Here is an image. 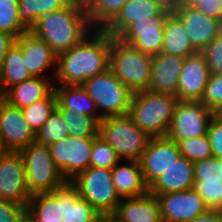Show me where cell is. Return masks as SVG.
Listing matches in <instances>:
<instances>
[{"mask_svg":"<svg viewBox=\"0 0 222 222\" xmlns=\"http://www.w3.org/2000/svg\"><path fill=\"white\" fill-rule=\"evenodd\" d=\"M112 39L104 29H94L78 45L57 55L54 84L82 85L108 70Z\"/></svg>","mask_w":222,"mask_h":222,"instance_id":"6da1fadb","label":"cell"},{"mask_svg":"<svg viewBox=\"0 0 222 222\" xmlns=\"http://www.w3.org/2000/svg\"><path fill=\"white\" fill-rule=\"evenodd\" d=\"M93 30L86 6L74 0L60 10L41 16L30 32L59 55L78 45Z\"/></svg>","mask_w":222,"mask_h":222,"instance_id":"7a4b0ae2","label":"cell"},{"mask_svg":"<svg viewBox=\"0 0 222 222\" xmlns=\"http://www.w3.org/2000/svg\"><path fill=\"white\" fill-rule=\"evenodd\" d=\"M179 98L150 90L132 94L128 115L150 138L167 135Z\"/></svg>","mask_w":222,"mask_h":222,"instance_id":"3957f363","label":"cell"},{"mask_svg":"<svg viewBox=\"0 0 222 222\" xmlns=\"http://www.w3.org/2000/svg\"><path fill=\"white\" fill-rule=\"evenodd\" d=\"M152 58L117 37L111 40L109 69L132 93L148 89Z\"/></svg>","mask_w":222,"mask_h":222,"instance_id":"277c9868","label":"cell"},{"mask_svg":"<svg viewBox=\"0 0 222 222\" xmlns=\"http://www.w3.org/2000/svg\"><path fill=\"white\" fill-rule=\"evenodd\" d=\"M99 136L116 151L121 160L139 161L150 140L128 114L103 118L99 122Z\"/></svg>","mask_w":222,"mask_h":222,"instance_id":"5b68a950","label":"cell"},{"mask_svg":"<svg viewBox=\"0 0 222 222\" xmlns=\"http://www.w3.org/2000/svg\"><path fill=\"white\" fill-rule=\"evenodd\" d=\"M30 195L50 193L66 183L56 167L48 145L36 141L21 149Z\"/></svg>","mask_w":222,"mask_h":222,"instance_id":"8992f818","label":"cell"},{"mask_svg":"<svg viewBox=\"0 0 222 222\" xmlns=\"http://www.w3.org/2000/svg\"><path fill=\"white\" fill-rule=\"evenodd\" d=\"M82 86L95 103L102 119L128 114L133 93L110 69L88 78Z\"/></svg>","mask_w":222,"mask_h":222,"instance_id":"52a82bcc","label":"cell"},{"mask_svg":"<svg viewBox=\"0 0 222 222\" xmlns=\"http://www.w3.org/2000/svg\"><path fill=\"white\" fill-rule=\"evenodd\" d=\"M71 183L100 215H112L122 199L113 185L111 169L90 166Z\"/></svg>","mask_w":222,"mask_h":222,"instance_id":"ba28073f","label":"cell"},{"mask_svg":"<svg viewBox=\"0 0 222 222\" xmlns=\"http://www.w3.org/2000/svg\"><path fill=\"white\" fill-rule=\"evenodd\" d=\"M94 139L68 135L49 145L53 161L66 182H71L90 167Z\"/></svg>","mask_w":222,"mask_h":222,"instance_id":"9c48e42d","label":"cell"},{"mask_svg":"<svg viewBox=\"0 0 222 222\" xmlns=\"http://www.w3.org/2000/svg\"><path fill=\"white\" fill-rule=\"evenodd\" d=\"M214 114L200 101H179L166 136L177 143L206 135Z\"/></svg>","mask_w":222,"mask_h":222,"instance_id":"30bf717a","label":"cell"},{"mask_svg":"<svg viewBox=\"0 0 222 222\" xmlns=\"http://www.w3.org/2000/svg\"><path fill=\"white\" fill-rule=\"evenodd\" d=\"M30 198L22 155L7 151L0 160V199L27 206Z\"/></svg>","mask_w":222,"mask_h":222,"instance_id":"8fae6325","label":"cell"},{"mask_svg":"<svg viewBox=\"0 0 222 222\" xmlns=\"http://www.w3.org/2000/svg\"><path fill=\"white\" fill-rule=\"evenodd\" d=\"M181 156L178 145L167 136L150 138L139 159L142 176L147 186L166 172Z\"/></svg>","mask_w":222,"mask_h":222,"instance_id":"7c38bea8","label":"cell"},{"mask_svg":"<svg viewBox=\"0 0 222 222\" xmlns=\"http://www.w3.org/2000/svg\"><path fill=\"white\" fill-rule=\"evenodd\" d=\"M0 140L8 151H20L35 141L21 108L14 107L0 96Z\"/></svg>","mask_w":222,"mask_h":222,"instance_id":"4fadbf2b","label":"cell"},{"mask_svg":"<svg viewBox=\"0 0 222 222\" xmlns=\"http://www.w3.org/2000/svg\"><path fill=\"white\" fill-rule=\"evenodd\" d=\"M155 197L160 205L163 222H187L208 209L203 198L193 188Z\"/></svg>","mask_w":222,"mask_h":222,"instance_id":"5bb4252c","label":"cell"},{"mask_svg":"<svg viewBox=\"0 0 222 222\" xmlns=\"http://www.w3.org/2000/svg\"><path fill=\"white\" fill-rule=\"evenodd\" d=\"M170 12L165 11L156 21H137L129 25L117 38L147 55L161 53L164 24Z\"/></svg>","mask_w":222,"mask_h":222,"instance_id":"9a60e30c","label":"cell"},{"mask_svg":"<svg viewBox=\"0 0 222 222\" xmlns=\"http://www.w3.org/2000/svg\"><path fill=\"white\" fill-rule=\"evenodd\" d=\"M15 43L21 48L26 68L33 77L55 78L57 55L43 40L28 31L16 39ZM48 71H52L49 76Z\"/></svg>","mask_w":222,"mask_h":222,"instance_id":"2e32d148","label":"cell"},{"mask_svg":"<svg viewBox=\"0 0 222 222\" xmlns=\"http://www.w3.org/2000/svg\"><path fill=\"white\" fill-rule=\"evenodd\" d=\"M210 75L206 58L201 52L185 57L177 88L179 100L200 101Z\"/></svg>","mask_w":222,"mask_h":222,"instance_id":"e0dca14e","label":"cell"},{"mask_svg":"<svg viewBox=\"0 0 222 222\" xmlns=\"http://www.w3.org/2000/svg\"><path fill=\"white\" fill-rule=\"evenodd\" d=\"M174 14L184 25L193 47L201 52L221 31V21L205 16L195 7H178Z\"/></svg>","mask_w":222,"mask_h":222,"instance_id":"ac0fdd59","label":"cell"},{"mask_svg":"<svg viewBox=\"0 0 222 222\" xmlns=\"http://www.w3.org/2000/svg\"><path fill=\"white\" fill-rule=\"evenodd\" d=\"M185 57L159 53L152 58L148 90L177 96V88Z\"/></svg>","mask_w":222,"mask_h":222,"instance_id":"d6986e66","label":"cell"},{"mask_svg":"<svg viewBox=\"0 0 222 222\" xmlns=\"http://www.w3.org/2000/svg\"><path fill=\"white\" fill-rule=\"evenodd\" d=\"M164 12L155 0H128L104 30L112 37H118L132 23L156 21Z\"/></svg>","mask_w":222,"mask_h":222,"instance_id":"ffe728a7","label":"cell"},{"mask_svg":"<svg viewBox=\"0 0 222 222\" xmlns=\"http://www.w3.org/2000/svg\"><path fill=\"white\" fill-rule=\"evenodd\" d=\"M112 216L119 222H163L158 200L150 192L122 198Z\"/></svg>","mask_w":222,"mask_h":222,"instance_id":"44dd1931","label":"cell"},{"mask_svg":"<svg viewBox=\"0 0 222 222\" xmlns=\"http://www.w3.org/2000/svg\"><path fill=\"white\" fill-rule=\"evenodd\" d=\"M194 181L193 163L180 156L165 173L148 186V192L153 195L182 192L191 189Z\"/></svg>","mask_w":222,"mask_h":222,"instance_id":"7402d4cb","label":"cell"},{"mask_svg":"<svg viewBox=\"0 0 222 222\" xmlns=\"http://www.w3.org/2000/svg\"><path fill=\"white\" fill-rule=\"evenodd\" d=\"M113 185L121 198L138 197L148 192L139 161L121 160L111 169Z\"/></svg>","mask_w":222,"mask_h":222,"instance_id":"603a6c76","label":"cell"},{"mask_svg":"<svg viewBox=\"0 0 222 222\" xmlns=\"http://www.w3.org/2000/svg\"><path fill=\"white\" fill-rule=\"evenodd\" d=\"M54 90V78L32 77L10 87L1 97L14 107L23 108L46 98Z\"/></svg>","mask_w":222,"mask_h":222,"instance_id":"cb8c5ba5","label":"cell"},{"mask_svg":"<svg viewBox=\"0 0 222 222\" xmlns=\"http://www.w3.org/2000/svg\"><path fill=\"white\" fill-rule=\"evenodd\" d=\"M57 104L62 109H69L72 113L90 115L98 122L102 120L95 103L82 85L54 84Z\"/></svg>","mask_w":222,"mask_h":222,"instance_id":"d4e9b609","label":"cell"},{"mask_svg":"<svg viewBox=\"0 0 222 222\" xmlns=\"http://www.w3.org/2000/svg\"><path fill=\"white\" fill-rule=\"evenodd\" d=\"M62 214V222H94L101 216L71 182L62 185Z\"/></svg>","mask_w":222,"mask_h":222,"instance_id":"484cf974","label":"cell"},{"mask_svg":"<svg viewBox=\"0 0 222 222\" xmlns=\"http://www.w3.org/2000/svg\"><path fill=\"white\" fill-rule=\"evenodd\" d=\"M161 52L182 57L198 53L193 47L184 25L174 13H170L165 20Z\"/></svg>","mask_w":222,"mask_h":222,"instance_id":"4316f807","label":"cell"},{"mask_svg":"<svg viewBox=\"0 0 222 222\" xmlns=\"http://www.w3.org/2000/svg\"><path fill=\"white\" fill-rule=\"evenodd\" d=\"M26 209L37 222H62V186L50 193L32 195Z\"/></svg>","mask_w":222,"mask_h":222,"instance_id":"83f0119b","label":"cell"},{"mask_svg":"<svg viewBox=\"0 0 222 222\" xmlns=\"http://www.w3.org/2000/svg\"><path fill=\"white\" fill-rule=\"evenodd\" d=\"M24 60L21 48L14 43L8 49L0 68V96L10 87L33 77Z\"/></svg>","mask_w":222,"mask_h":222,"instance_id":"f1b7e54d","label":"cell"},{"mask_svg":"<svg viewBox=\"0 0 222 222\" xmlns=\"http://www.w3.org/2000/svg\"><path fill=\"white\" fill-rule=\"evenodd\" d=\"M74 0H18L19 19L30 31L38 19L48 13L60 10L70 5Z\"/></svg>","mask_w":222,"mask_h":222,"instance_id":"f546056e","label":"cell"},{"mask_svg":"<svg viewBox=\"0 0 222 222\" xmlns=\"http://www.w3.org/2000/svg\"><path fill=\"white\" fill-rule=\"evenodd\" d=\"M128 0H91L87 14L94 29H104L120 12Z\"/></svg>","mask_w":222,"mask_h":222,"instance_id":"4dcf8cb0","label":"cell"},{"mask_svg":"<svg viewBox=\"0 0 222 222\" xmlns=\"http://www.w3.org/2000/svg\"><path fill=\"white\" fill-rule=\"evenodd\" d=\"M56 108L67 124L70 136L96 138L99 135V122L94 117L72 113L69 109H62L58 104Z\"/></svg>","mask_w":222,"mask_h":222,"instance_id":"1f68e13d","label":"cell"},{"mask_svg":"<svg viewBox=\"0 0 222 222\" xmlns=\"http://www.w3.org/2000/svg\"><path fill=\"white\" fill-rule=\"evenodd\" d=\"M56 105L57 98L53 90L46 98L21 108L24 119L35 134L49 118Z\"/></svg>","mask_w":222,"mask_h":222,"instance_id":"d6a6232c","label":"cell"},{"mask_svg":"<svg viewBox=\"0 0 222 222\" xmlns=\"http://www.w3.org/2000/svg\"><path fill=\"white\" fill-rule=\"evenodd\" d=\"M68 135V126L64 122L61 112L55 107L49 118L35 134V141L49 146Z\"/></svg>","mask_w":222,"mask_h":222,"instance_id":"836d02e7","label":"cell"},{"mask_svg":"<svg viewBox=\"0 0 222 222\" xmlns=\"http://www.w3.org/2000/svg\"><path fill=\"white\" fill-rule=\"evenodd\" d=\"M18 0H0V31L6 32L18 39L29 30L19 19Z\"/></svg>","mask_w":222,"mask_h":222,"instance_id":"e575fe53","label":"cell"},{"mask_svg":"<svg viewBox=\"0 0 222 222\" xmlns=\"http://www.w3.org/2000/svg\"><path fill=\"white\" fill-rule=\"evenodd\" d=\"M177 145L181 156L192 163L213 157L207 134L193 139L180 140Z\"/></svg>","mask_w":222,"mask_h":222,"instance_id":"d590c367","label":"cell"},{"mask_svg":"<svg viewBox=\"0 0 222 222\" xmlns=\"http://www.w3.org/2000/svg\"><path fill=\"white\" fill-rule=\"evenodd\" d=\"M120 161L116 151L98 135L93 141L90 166L112 169Z\"/></svg>","mask_w":222,"mask_h":222,"instance_id":"8d00e7d4","label":"cell"},{"mask_svg":"<svg viewBox=\"0 0 222 222\" xmlns=\"http://www.w3.org/2000/svg\"><path fill=\"white\" fill-rule=\"evenodd\" d=\"M194 180L222 182V159L210 157L193 163Z\"/></svg>","mask_w":222,"mask_h":222,"instance_id":"74e56055","label":"cell"},{"mask_svg":"<svg viewBox=\"0 0 222 222\" xmlns=\"http://www.w3.org/2000/svg\"><path fill=\"white\" fill-rule=\"evenodd\" d=\"M200 102L214 113L222 108V75H210Z\"/></svg>","mask_w":222,"mask_h":222,"instance_id":"f35d334b","label":"cell"},{"mask_svg":"<svg viewBox=\"0 0 222 222\" xmlns=\"http://www.w3.org/2000/svg\"><path fill=\"white\" fill-rule=\"evenodd\" d=\"M208 209H218L222 203V182L194 181L192 187Z\"/></svg>","mask_w":222,"mask_h":222,"instance_id":"ab89813d","label":"cell"},{"mask_svg":"<svg viewBox=\"0 0 222 222\" xmlns=\"http://www.w3.org/2000/svg\"><path fill=\"white\" fill-rule=\"evenodd\" d=\"M211 74L222 75V31L201 51Z\"/></svg>","mask_w":222,"mask_h":222,"instance_id":"60d3db41","label":"cell"},{"mask_svg":"<svg viewBox=\"0 0 222 222\" xmlns=\"http://www.w3.org/2000/svg\"><path fill=\"white\" fill-rule=\"evenodd\" d=\"M179 7H195L209 18L222 20V0H179Z\"/></svg>","mask_w":222,"mask_h":222,"instance_id":"b9f144b4","label":"cell"},{"mask_svg":"<svg viewBox=\"0 0 222 222\" xmlns=\"http://www.w3.org/2000/svg\"><path fill=\"white\" fill-rule=\"evenodd\" d=\"M207 136L213 157L222 159V118L216 113L210 120Z\"/></svg>","mask_w":222,"mask_h":222,"instance_id":"7bdbcfd3","label":"cell"},{"mask_svg":"<svg viewBox=\"0 0 222 222\" xmlns=\"http://www.w3.org/2000/svg\"><path fill=\"white\" fill-rule=\"evenodd\" d=\"M25 209L26 206L14 201L0 199V222H17Z\"/></svg>","mask_w":222,"mask_h":222,"instance_id":"ee69618b","label":"cell"},{"mask_svg":"<svg viewBox=\"0 0 222 222\" xmlns=\"http://www.w3.org/2000/svg\"><path fill=\"white\" fill-rule=\"evenodd\" d=\"M187 222H222V212L218 209H207Z\"/></svg>","mask_w":222,"mask_h":222,"instance_id":"f6af8a7d","label":"cell"},{"mask_svg":"<svg viewBox=\"0 0 222 222\" xmlns=\"http://www.w3.org/2000/svg\"><path fill=\"white\" fill-rule=\"evenodd\" d=\"M15 40L10 34L0 31V68L8 49L15 43Z\"/></svg>","mask_w":222,"mask_h":222,"instance_id":"bcb514c9","label":"cell"},{"mask_svg":"<svg viewBox=\"0 0 222 222\" xmlns=\"http://www.w3.org/2000/svg\"><path fill=\"white\" fill-rule=\"evenodd\" d=\"M165 11L174 13L179 7V0H155Z\"/></svg>","mask_w":222,"mask_h":222,"instance_id":"7dc6e473","label":"cell"},{"mask_svg":"<svg viewBox=\"0 0 222 222\" xmlns=\"http://www.w3.org/2000/svg\"><path fill=\"white\" fill-rule=\"evenodd\" d=\"M17 222H37L27 209L19 216Z\"/></svg>","mask_w":222,"mask_h":222,"instance_id":"c3c4849f","label":"cell"},{"mask_svg":"<svg viewBox=\"0 0 222 222\" xmlns=\"http://www.w3.org/2000/svg\"><path fill=\"white\" fill-rule=\"evenodd\" d=\"M7 151L8 150L2 144H0V160L2 159V157L5 155Z\"/></svg>","mask_w":222,"mask_h":222,"instance_id":"681fc988","label":"cell"},{"mask_svg":"<svg viewBox=\"0 0 222 222\" xmlns=\"http://www.w3.org/2000/svg\"><path fill=\"white\" fill-rule=\"evenodd\" d=\"M106 222H119L116 218L112 215H106Z\"/></svg>","mask_w":222,"mask_h":222,"instance_id":"f907efd6","label":"cell"},{"mask_svg":"<svg viewBox=\"0 0 222 222\" xmlns=\"http://www.w3.org/2000/svg\"><path fill=\"white\" fill-rule=\"evenodd\" d=\"M94 222H106V215H101Z\"/></svg>","mask_w":222,"mask_h":222,"instance_id":"816d5d0a","label":"cell"},{"mask_svg":"<svg viewBox=\"0 0 222 222\" xmlns=\"http://www.w3.org/2000/svg\"><path fill=\"white\" fill-rule=\"evenodd\" d=\"M79 1L86 6L91 0H79Z\"/></svg>","mask_w":222,"mask_h":222,"instance_id":"f5cc1de1","label":"cell"},{"mask_svg":"<svg viewBox=\"0 0 222 222\" xmlns=\"http://www.w3.org/2000/svg\"><path fill=\"white\" fill-rule=\"evenodd\" d=\"M216 114L222 118V108L218 112H216Z\"/></svg>","mask_w":222,"mask_h":222,"instance_id":"db71d44e","label":"cell"},{"mask_svg":"<svg viewBox=\"0 0 222 222\" xmlns=\"http://www.w3.org/2000/svg\"><path fill=\"white\" fill-rule=\"evenodd\" d=\"M218 210L222 212V203H221L220 207L218 208Z\"/></svg>","mask_w":222,"mask_h":222,"instance_id":"11a10c76","label":"cell"}]
</instances>
